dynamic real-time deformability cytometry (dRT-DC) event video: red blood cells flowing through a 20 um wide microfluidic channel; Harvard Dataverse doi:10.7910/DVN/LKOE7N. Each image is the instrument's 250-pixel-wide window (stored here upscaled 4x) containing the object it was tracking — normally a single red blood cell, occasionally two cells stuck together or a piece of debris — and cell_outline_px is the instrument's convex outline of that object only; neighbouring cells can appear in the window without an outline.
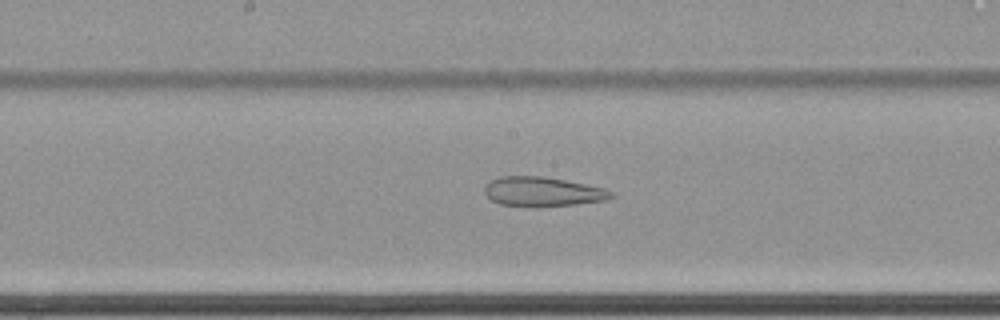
{"species": "common noctule bat (a hibernating species)", "species_latin": "Nyctalus noctula", "temperature_condition": "cold", "stored_images_in_passage": 63, "camera_frame_rate_fps": 3000, "um_per_image_px": 0.085, "animal": {"sex": "female", "body_mass_g": 22.7, "forearm_length_mm": 54.2}, "frame": {"image": 1, "passage_image": 36, "time_ms": 11.667, "image_size_px": [1000, 320], "cell_outline_px": [[616, 196], [608, 200], [576, 204], [500, 204], [492, 200], [484, 192], [484, 188], [492, 180], [500, 176], [544, 176], [604, 188], [612, 192]], "centroid_in_image_um": [46.17, 16.25], "position_along_channel_um": 202.0, "area_um2": 20.81}}
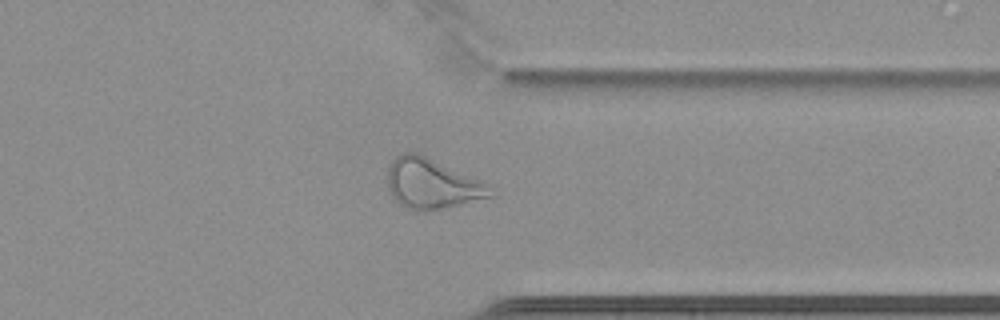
{"frame": {"image": 2, "passage_image": 51, "time_ms": 16.667, "image_size_px": [1000, 320], "cell_outline_px": [[496, 196], [440, 208], [416, 212], [400, 204], [392, 196], [388, 188], [388, 168], [392, 160], [396, 156], [404, 152], [416, 152], [480, 180], [488, 184], [496, 192]], "centroid_in_image_um": [36.72, 15.62], "position_along_channel_um": 374.7, "area_um2": 29.77}}
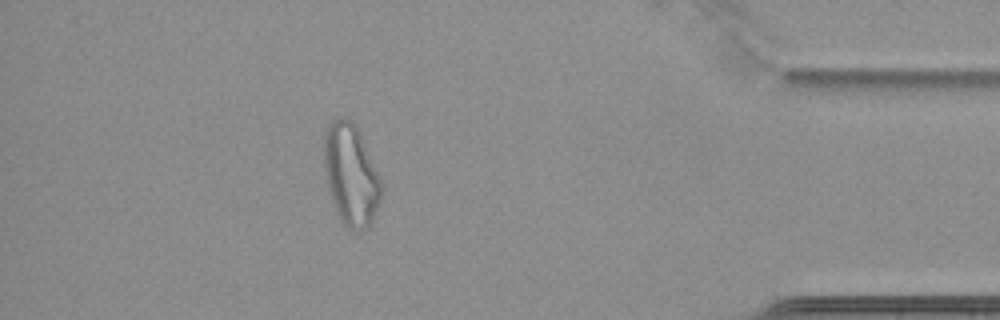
{"frame": {"image": 3, "passage_image": 57, "time_ms": 18.667, "image_size_px": [1000, 320], "cell_outline_px": [[384, 188], [380, 200], [372, 220], [360, 232], [352, 232], [340, 220], [336, 212], [324, 180], [324, 132], [328, 124], [336, 116], [340, 116], [352, 120], [356, 124]], "centroid_in_image_um": [29.79, 14.84], "position_along_channel_um": 405.4, "area_um2": 34.28}}